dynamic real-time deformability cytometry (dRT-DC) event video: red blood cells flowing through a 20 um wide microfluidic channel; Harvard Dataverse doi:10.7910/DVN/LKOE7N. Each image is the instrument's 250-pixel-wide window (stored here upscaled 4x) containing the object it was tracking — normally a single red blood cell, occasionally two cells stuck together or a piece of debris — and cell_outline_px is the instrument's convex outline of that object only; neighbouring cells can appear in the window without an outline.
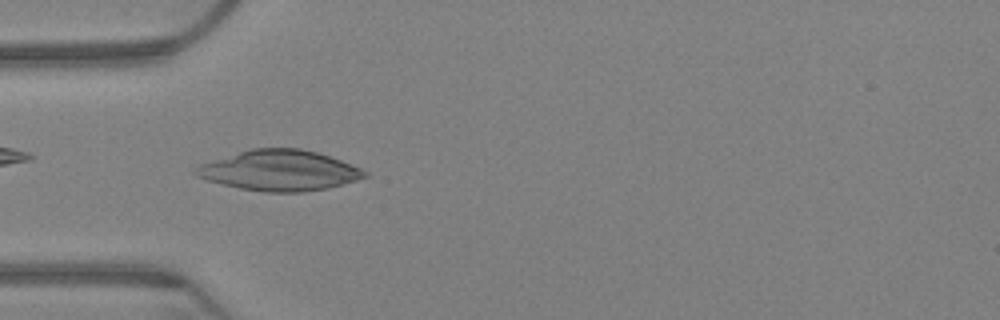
{"species": "Egyptian fruit bat (a non-hibernating species)", "species_latin": "Rousettus aegyptiacus", "temperature_condition": "warm", "stored_images_in_passage": 46, "camera_frame_rate_fps": 3000, "um_per_image_px": 0.085, "animal": {"sex": "female"}, "frame": {"image": 1, "passage_image": 19, "time_ms": 6.0, "image_size_px": [1000, 320], "cell_outline_px": [[368, 176], [356, 180], [328, 188], [304, 192], [264, 192], [240, 188], [220, 184], [196, 176], [192, 172], [192, 168], [200, 164], [252, 148], [300, 148], [316, 152], [340, 160], [360, 168], [368, 172]], "centroid_in_image_um": [23.72, 14.5], "position_along_channel_um": 61.3, "area_um2": 39.71}}
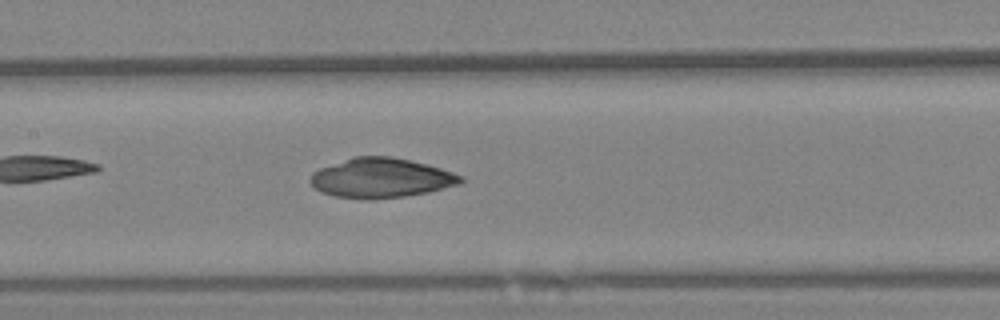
{"frame": {"image": 2, "passage_image": 30, "time_ms": 9.667, "image_size_px": [1000, 320], "cell_outline_px": [[464, 180], [460, 184], [428, 192], [404, 196], [372, 200], [364, 200], [332, 196], [320, 192], [308, 180], [312, 172], [320, 168], [352, 156], [392, 156], [440, 168], [464, 176]], "centroid_in_image_um": [32.35, 15.14], "position_along_channel_um": 175.0, "area_um2": 34.97}}
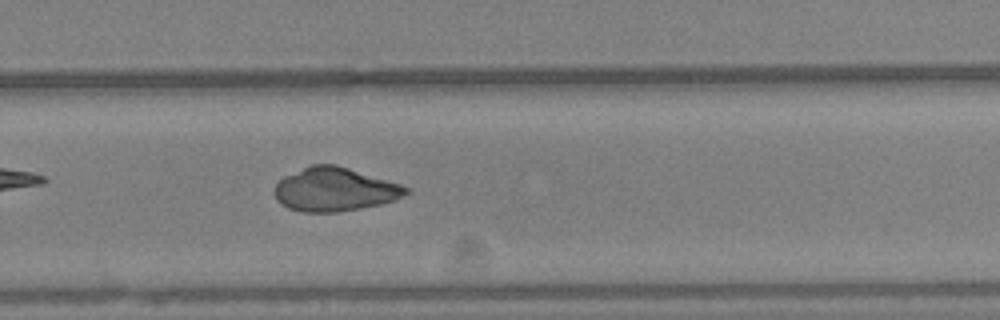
{"frame": {"image": 3, "passage_image": 42, "time_ms": 13.667, "image_size_px": [1000, 320], "cell_outline_px": [[412, 192], [392, 200], [380, 204], [360, 208], [336, 212], [300, 212], [288, 208], [280, 204], [276, 200], [272, 192], [276, 184], [284, 176], [312, 164], [336, 164], [400, 184], [408, 188]], "centroid_in_image_um": [28.4, 16.1], "position_along_channel_um": 301.4, "area_um2": 33.41}}